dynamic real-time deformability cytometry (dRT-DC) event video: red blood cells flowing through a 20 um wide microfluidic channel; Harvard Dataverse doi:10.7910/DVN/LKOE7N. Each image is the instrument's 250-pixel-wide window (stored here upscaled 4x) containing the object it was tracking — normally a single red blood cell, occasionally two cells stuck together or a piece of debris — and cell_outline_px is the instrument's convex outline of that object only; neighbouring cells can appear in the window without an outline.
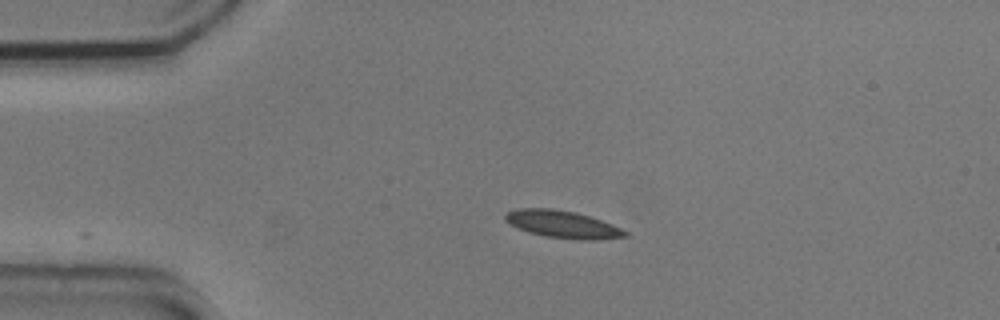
{"species": "common noctule bat (a hibernating species)", "species_latin": "Nyctalus noctula", "temperature_condition": "cold", "stored_images_in_passage": 44, "camera_frame_rate_fps": 3000, "um_per_image_px": 0.085, "animal": {"sex": "male", "body_mass_g": 20.5, "forearm_length_mm": 52.5}, "frame": {"image": 1, "passage_image": 1, "time_ms": 0.0, "image_size_px": [1000, 320], "cell_outline_px": [[628, 236], [596, 240], [580, 240], [544, 236], [528, 232], [504, 220], [504, 216], [508, 212], [516, 208], [552, 208], [576, 212], [612, 224], [628, 232]], "centroid_in_image_um": [47.83, 19.06], "position_along_channel_um": 37.2, "area_um2": 19.02}}
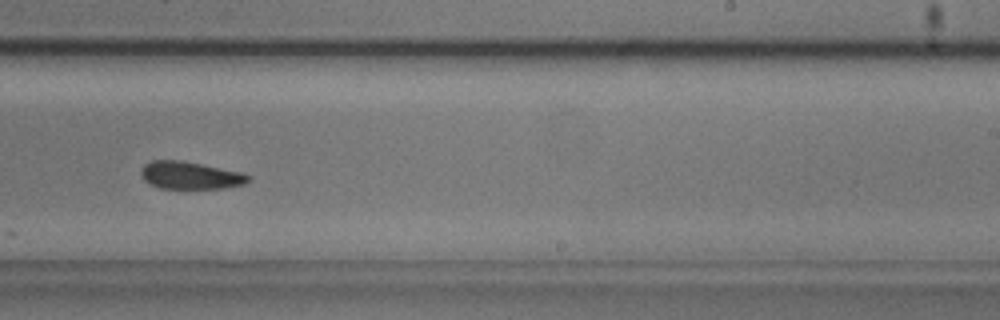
{"frame": {"image": 2, "passage_image": 23, "time_ms": 7.333, "image_size_px": [1000, 320], "cell_outline_px": [[252, 176], [244, 184], [224, 188], [184, 192], [160, 188], [148, 184], [140, 176], [140, 172], [144, 164], [152, 160], [180, 160], [240, 172]], "centroid_in_image_um": [16.11, 14.97], "position_along_channel_um": 272.9, "area_um2": 18.03}}
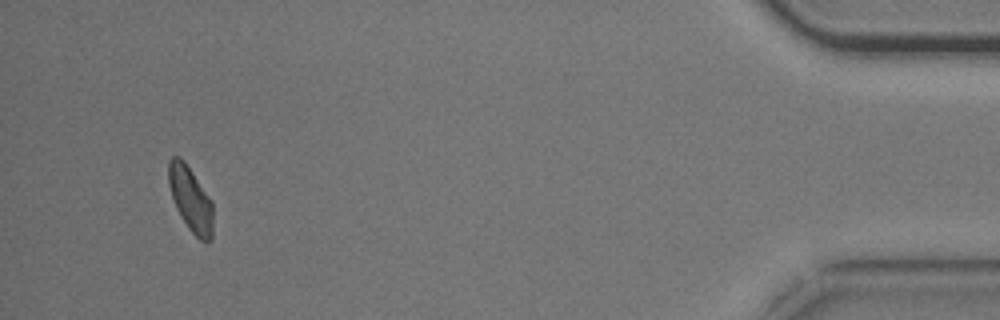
{"frame": {"image": 3, "passage_image": 41, "time_ms": 13.333, "image_size_px": [1000, 320], "cell_outline_px": [[212, 240], [200, 240], [188, 228], [180, 216], [176, 208], [168, 184], [168, 160], [172, 156], [180, 156], [184, 160], [212, 200]], "centroid_in_image_um": [16.18, 16.89], "position_along_channel_um": 419.0, "area_um2": 16.82}, "authors_computed_cell_mechanics": {"area_um2": 18.0336, "velocity_mm_per_s": 3.6719, "shape_relaxation_time_tau1_ms": null, "shape_relaxation_time_tau2_ms": 2.6689, "deformation_change_tau1": null, "deformation_change_tau2": 0.0691}}